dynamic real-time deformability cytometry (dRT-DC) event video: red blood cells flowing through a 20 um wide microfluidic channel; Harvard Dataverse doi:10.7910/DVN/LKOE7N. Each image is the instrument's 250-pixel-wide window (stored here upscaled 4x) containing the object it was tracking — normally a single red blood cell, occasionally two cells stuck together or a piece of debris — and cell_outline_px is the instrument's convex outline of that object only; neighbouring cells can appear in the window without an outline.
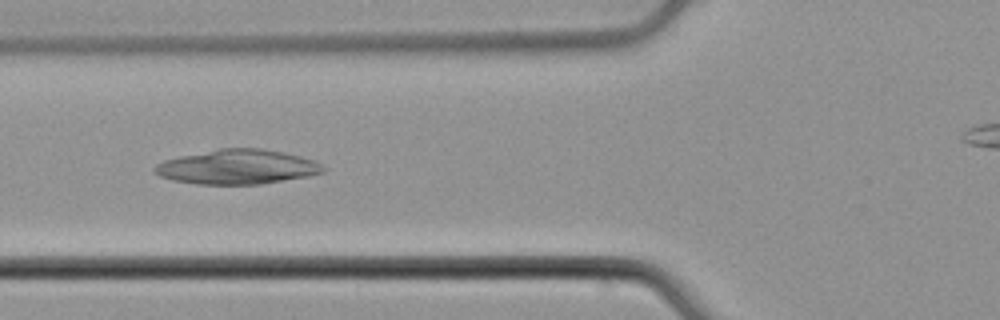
{"species": "common noctule bat (a hibernating species)", "species_latin": "Nyctalus noctula", "temperature_condition": "cold", "stored_images_in_passage": 47, "camera_frame_rate_fps": 3000, "um_per_image_px": 0.085, "animal": {"sex": "male", "body_mass_g": 21.5, "forearm_length_mm": 52.0}, "frame": {"image": 1, "passage_image": 20, "time_ms": 6.333, "image_size_px": [1000, 320], "cell_outline_px": [[328, 168], [324, 172], [308, 176], [260, 184], [196, 184], [172, 180], [160, 176], [152, 172], [152, 168], [156, 164], [164, 160], [180, 156], [220, 148], [260, 148], [284, 152], [300, 156], [312, 160]], "centroid_in_image_um": [20.15, 14.19], "position_along_channel_um": 105.7, "area_um2": 33.99}}
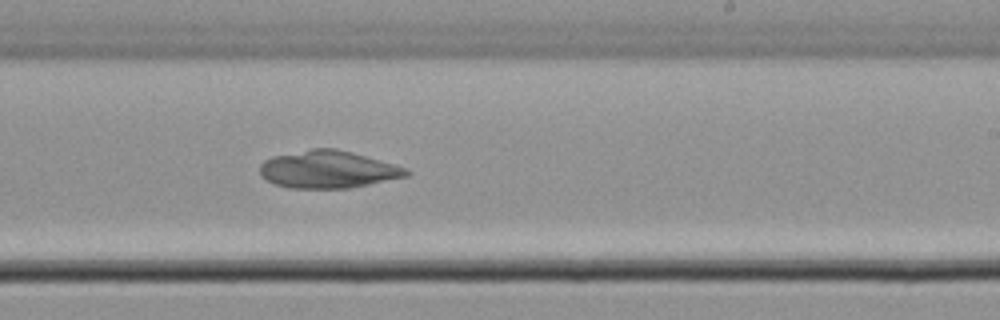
{"frame": {"image": 2, "passage_image": 32, "time_ms": 10.333, "image_size_px": [1000, 320], "cell_outline_px": [[412, 172], [408, 176], [348, 188], [288, 188], [276, 184], [260, 176], [260, 164], [264, 160], [272, 156], [312, 148], [336, 148], [352, 152], [392, 164], [404, 168]], "centroid_in_image_um": [27.84, 14.4], "position_along_channel_um": 261.2, "area_um2": 31.73}}
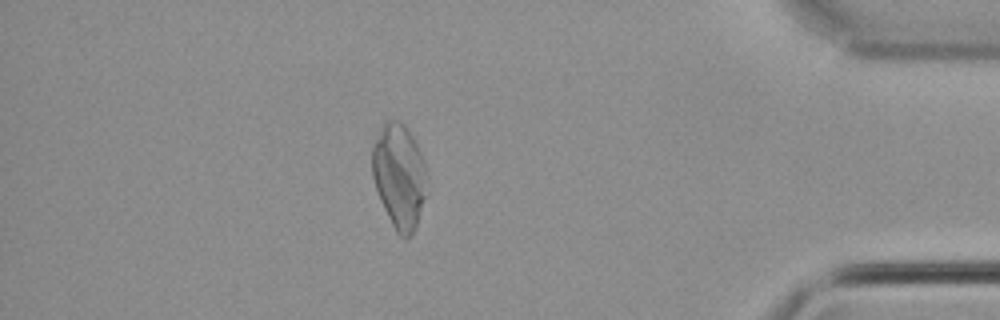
{"frame": {"image": 3, "passage_image": 46, "time_ms": 15.0, "image_size_px": [1000, 320], "cell_outline_px": [[428, 196], [412, 236], [400, 236], [396, 232], [380, 200], [372, 176], [372, 148], [384, 120], [400, 120], [404, 124], [412, 136], [424, 160]], "centroid_in_image_um": [33.95, 14.98], "position_along_channel_um": 401.2, "area_um2": 33.52}}